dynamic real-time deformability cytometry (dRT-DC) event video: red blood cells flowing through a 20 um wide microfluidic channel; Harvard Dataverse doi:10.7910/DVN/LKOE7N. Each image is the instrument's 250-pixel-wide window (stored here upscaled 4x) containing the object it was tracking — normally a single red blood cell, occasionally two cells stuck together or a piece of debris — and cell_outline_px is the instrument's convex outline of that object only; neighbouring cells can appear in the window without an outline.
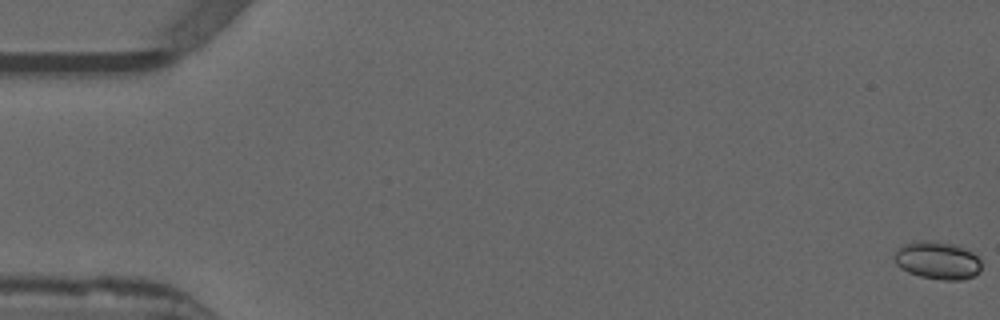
{"species": "common noctule bat (a hibernating species)", "species_latin": "Nyctalus noctula", "temperature_condition": "warm", "stored_images_in_passage": 54, "camera_frame_rate_fps": 3000, "um_per_image_px": 0.085, "animal": {"sex": "male", "forearm_length_mm": 52.5}, "frame": {"image": 1, "passage_image": 1, "time_ms": 0.0, "image_size_px": [1000, 320], "cell_outline_px": [[980, 272], [964, 280], [944, 280], [920, 276], [908, 272], [900, 268], [896, 264], [892, 256], [904, 244], [912, 240], [932, 240], [956, 244], [972, 252], [980, 260]], "centroid_in_image_um": [79.66, 22.12], "position_along_channel_um": 5.3, "area_um2": 19.36}}
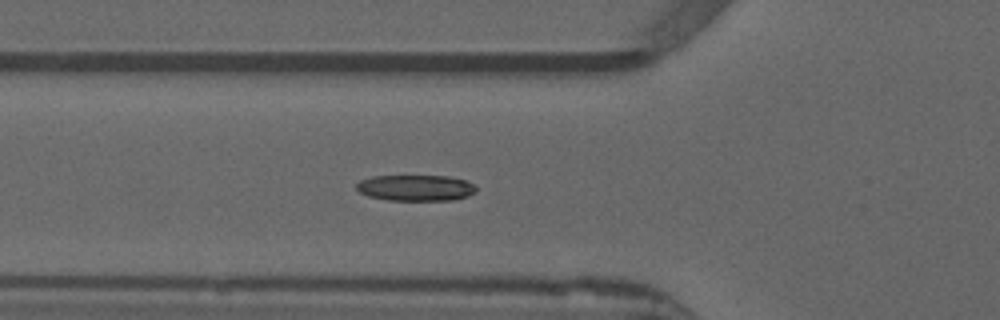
{"frame": {"image": 2, "passage_image": 20, "time_ms": 6.333, "image_size_px": [1000, 320], "cell_outline_px": [[476, 192], [468, 196], [456, 200], [388, 200], [368, 196], [360, 192], [356, 188], [356, 184], [360, 180], [372, 176], [448, 176], [464, 180], [472, 184], [476, 188]], "centroid_in_image_um": [35.33, 15.97], "position_along_channel_um": 90.5, "area_um2": 18.15}}
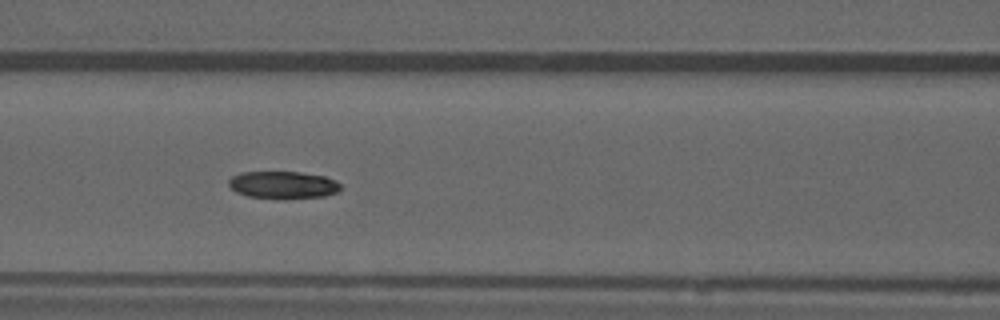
{"frame": {"image": 3, "passage_image": 24, "time_ms": 7.667, "image_size_px": [1000, 320], "cell_outline_px": [[340, 188], [336, 192], [324, 196], [284, 200], [248, 196], [236, 192], [228, 184], [228, 180], [232, 176], [240, 172], [300, 172], [324, 176], [336, 180], [340, 184]], "centroid_in_image_um": [24.05, 15.73], "position_along_channel_um": 142.6, "area_um2": 18.09}, "authors_computed_cell_mechanics": {"area_um2": 18.0914, "velocity_mm_per_s": 3.8658, "shape_relaxation_time_tau1_ms": 8.4907, "shape_relaxation_time_tau2_ms": null, "deformation_change_tau1": 0.2142, "deformation_change_tau2": null}}